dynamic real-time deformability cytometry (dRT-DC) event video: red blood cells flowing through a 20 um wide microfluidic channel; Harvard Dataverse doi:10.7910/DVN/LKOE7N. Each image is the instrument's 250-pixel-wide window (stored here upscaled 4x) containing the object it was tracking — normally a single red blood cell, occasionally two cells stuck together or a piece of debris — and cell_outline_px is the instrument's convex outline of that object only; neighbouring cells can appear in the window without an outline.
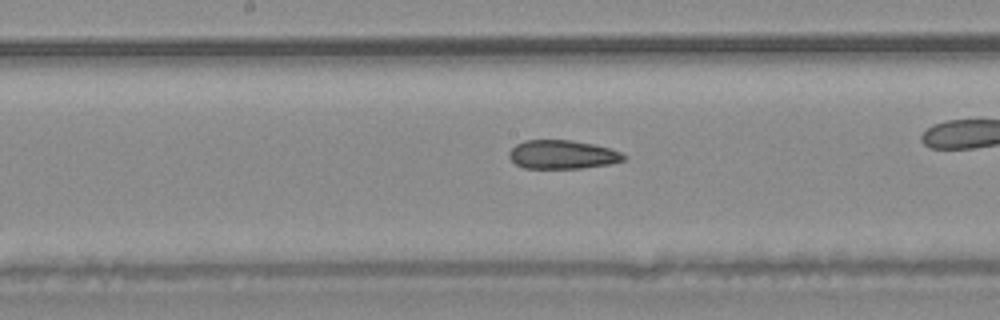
{"species": "common noctule bat (a hibernating species)", "species_latin": "Nyctalus noctula", "temperature_condition": "warm", "stored_images_in_passage": 28, "camera_frame_rate_fps": 3000, "um_per_image_px": 0.085, "animal": {"sex": "male", "body_mass_g": 20.4}, "frame": {"image": 1, "passage_image": 13, "time_ms": 4.0, "image_size_px": [1000, 320], "cell_outline_px": [[628, 156], [624, 160], [608, 164], [580, 168], [524, 168], [516, 164], [508, 156], [508, 152], [516, 144], [524, 140], [572, 140], [592, 144], [608, 148], [620, 152]], "centroid_in_image_um": [47.78, 13.13], "position_along_channel_um": 200.4, "area_um2": 19.07}}